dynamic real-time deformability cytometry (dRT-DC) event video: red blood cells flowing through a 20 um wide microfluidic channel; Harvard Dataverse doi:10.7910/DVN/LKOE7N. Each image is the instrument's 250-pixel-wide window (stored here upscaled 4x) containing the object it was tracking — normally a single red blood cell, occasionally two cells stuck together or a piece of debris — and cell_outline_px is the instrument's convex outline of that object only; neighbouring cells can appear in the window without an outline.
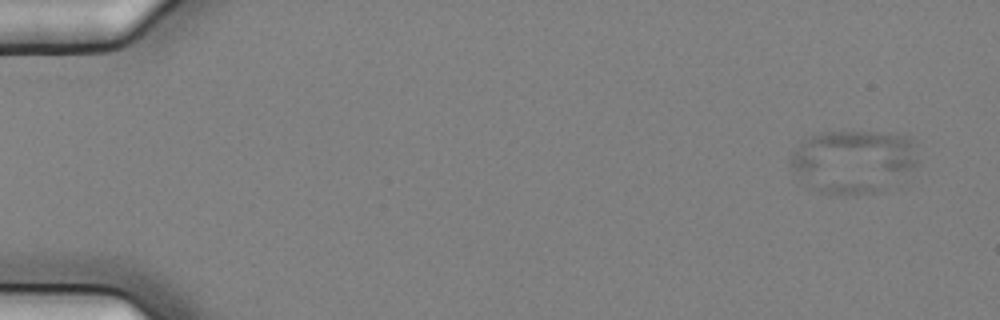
{"species": "common noctule bat (a hibernating species)", "species_latin": "Nyctalus noctula", "temperature_condition": "cold", "stored_images_in_passage": 11, "camera_frame_rate_fps": 3000, "um_per_image_px": 0.085, "animal": {"sex": "female", "body_mass_g": 25.1}, "frame": {"image": 1, "passage_image": 1, "time_ms": 0.0, "image_size_px": [1000, 320], "cell_outline_px": [[920, 164], [880, 192], [856, 196], [844, 196], [816, 192], [808, 188], [788, 164], [788, 160], [792, 152], [804, 140], [812, 136], [824, 132], [888, 132], [908, 136], [912, 140], [920, 160]], "centroid_in_image_um": [72.53, 13.75], "position_along_channel_um": 12.5, "area_um2": 47.92}}
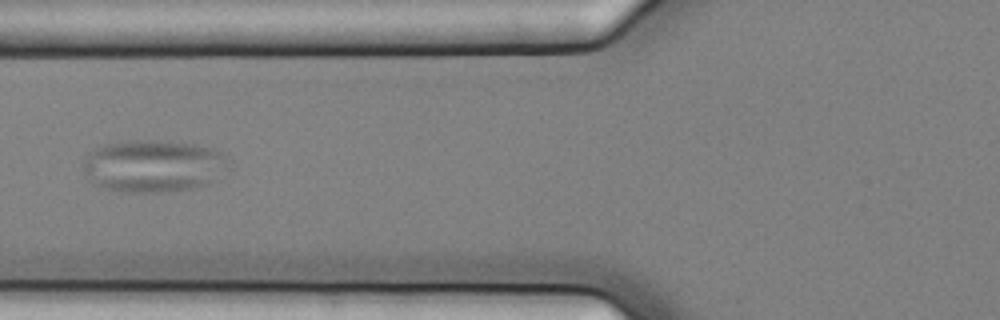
{"frame": {"image": 2, "passage_image": 6, "time_ms": 1.667, "image_size_px": [1000, 320], "cell_outline_px": [[232, 160], [208, 184], [192, 188], [160, 192], [120, 192], [104, 188], [88, 180], [84, 172], [84, 160], [88, 152], [92, 148], [104, 144], [124, 140], [156, 140], [196, 144], [212, 148], [224, 152]], "centroid_in_image_um": [13.0, 14.08], "position_along_channel_um": 112.8, "area_um2": 44.74}}